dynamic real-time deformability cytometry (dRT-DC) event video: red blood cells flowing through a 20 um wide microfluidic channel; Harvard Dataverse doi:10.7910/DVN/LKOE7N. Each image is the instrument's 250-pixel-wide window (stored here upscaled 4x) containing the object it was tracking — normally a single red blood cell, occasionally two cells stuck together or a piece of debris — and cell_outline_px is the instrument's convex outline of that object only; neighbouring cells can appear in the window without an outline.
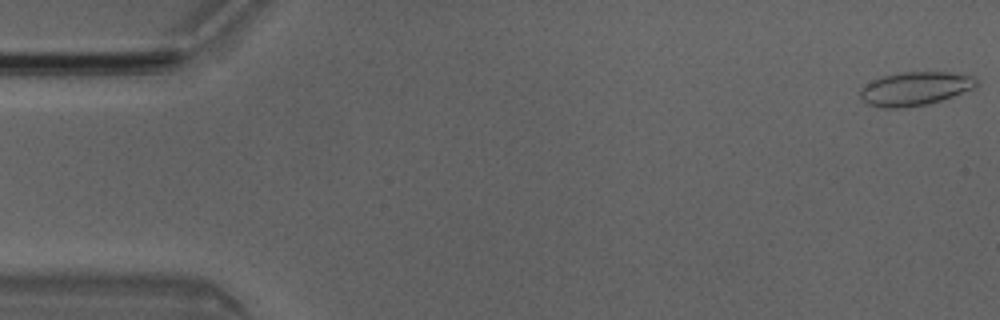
{"species": "Egyptian fruit bat (a non-hibernating species)", "species_latin": "Rousettus aegyptiacus", "temperature_condition": "room temperature", "stored_images_in_passage": 7, "camera_frame_rate_fps": 3000, "um_per_image_px": 0.085, "animal": {"sex": "male"}, "frame": {"image": 1, "passage_image": 1, "time_ms": 0.0, "image_size_px": [1000, 320], "cell_outline_px": [[980, 84], [976, 88], [928, 104], [900, 108], [884, 108], [868, 104], [860, 96], [860, 92], [868, 84], [884, 76], [900, 72], [948, 72], [972, 76]], "centroid_in_image_um": [77.84, 7.54], "position_along_channel_um": 7.2, "area_um2": 22.43}}
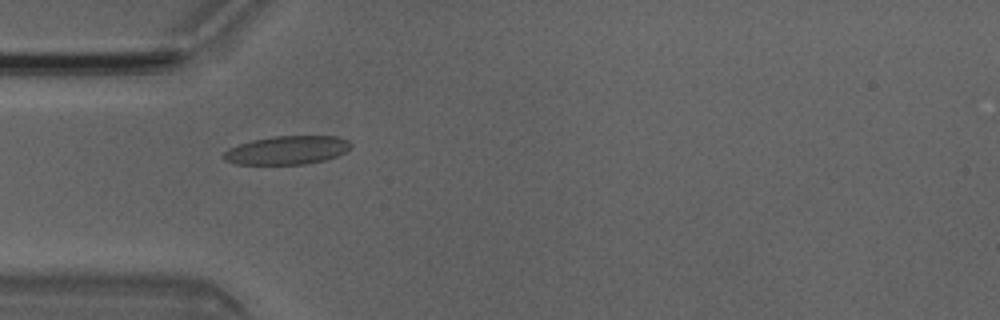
{"frame": {"image": 2, "passage_image": 5, "time_ms": 1.333, "image_size_px": [1000, 320], "cell_outline_px": [[352, 144], [344, 152], [336, 156], [324, 160], [304, 164], [236, 164], [224, 160], [220, 156], [228, 148], [252, 140], [272, 136], [336, 136], [348, 140]], "centroid_in_image_um": [24.35, 12.76], "position_along_channel_um": 60.6, "area_um2": 21.1}}